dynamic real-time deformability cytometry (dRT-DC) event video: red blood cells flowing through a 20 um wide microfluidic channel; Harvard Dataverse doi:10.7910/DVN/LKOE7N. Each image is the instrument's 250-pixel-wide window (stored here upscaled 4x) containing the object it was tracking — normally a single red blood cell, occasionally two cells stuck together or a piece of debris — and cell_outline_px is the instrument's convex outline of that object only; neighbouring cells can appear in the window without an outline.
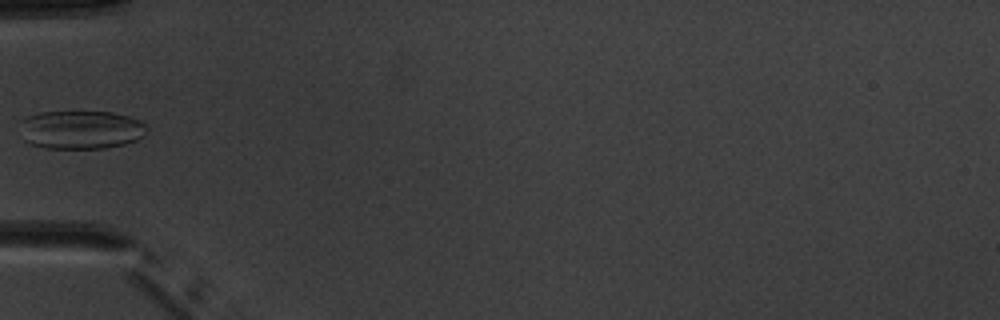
{"species": "common noctule bat (a hibernating species)", "species_latin": "Nyctalus noctula", "temperature_condition": "warm", "stored_images_in_passage": 5, "camera_frame_rate_fps": 3000, "um_per_image_px": 0.085, "animal": {"sex": "male", "body_mass_g": 20.1, "forearm_length_mm": 53.5}, "frame": {"image": 1, "passage_image": 4, "time_ms": 4.667, "image_size_px": [1000, 320], "cell_outline_px": [[148, 128], [136, 140], [124, 144], [104, 148], [44, 148], [32, 144], [24, 140], [16, 120], [40, 112], [112, 112], [128, 116], [140, 120], [148, 124]], "centroid_in_image_um": [6.82, 11.01], "position_along_channel_um": 78.2, "area_um2": 28.73}}